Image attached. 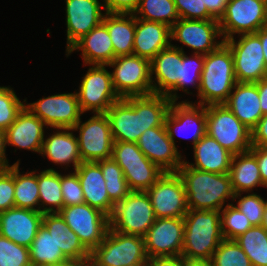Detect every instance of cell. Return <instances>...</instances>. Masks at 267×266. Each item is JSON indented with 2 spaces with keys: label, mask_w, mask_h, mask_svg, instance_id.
<instances>
[{
  "label": "cell",
  "mask_w": 267,
  "mask_h": 266,
  "mask_svg": "<svg viewBox=\"0 0 267 266\" xmlns=\"http://www.w3.org/2000/svg\"><path fill=\"white\" fill-rule=\"evenodd\" d=\"M145 192L156 218H180L189 210L185 185L178 172H164Z\"/></svg>",
  "instance_id": "cell-14"
},
{
  "label": "cell",
  "mask_w": 267,
  "mask_h": 266,
  "mask_svg": "<svg viewBox=\"0 0 267 266\" xmlns=\"http://www.w3.org/2000/svg\"><path fill=\"white\" fill-rule=\"evenodd\" d=\"M112 158L117 164H134L149 160L139 149L137 143L122 141H114Z\"/></svg>",
  "instance_id": "cell-48"
},
{
  "label": "cell",
  "mask_w": 267,
  "mask_h": 266,
  "mask_svg": "<svg viewBox=\"0 0 267 266\" xmlns=\"http://www.w3.org/2000/svg\"><path fill=\"white\" fill-rule=\"evenodd\" d=\"M184 219L156 218L144 236L148 258L177 256L182 254Z\"/></svg>",
  "instance_id": "cell-17"
},
{
  "label": "cell",
  "mask_w": 267,
  "mask_h": 266,
  "mask_svg": "<svg viewBox=\"0 0 267 266\" xmlns=\"http://www.w3.org/2000/svg\"><path fill=\"white\" fill-rule=\"evenodd\" d=\"M82 78L79 91H76L82 113H106L120 99L113 88L111 73L106 65H92Z\"/></svg>",
  "instance_id": "cell-13"
},
{
  "label": "cell",
  "mask_w": 267,
  "mask_h": 266,
  "mask_svg": "<svg viewBox=\"0 0 267 266\" xmlns=\"http://www.w3.org/2000/svg\"><path fill=\"white\" fill-rule=\"evenodd\" d=\"M112 85L120 98L149 95L153 93L151 83V61L136 55L118 56L107 67Z\"/></svg>",
  "instance_id": "cell-8"
},
{
  "label": "cell",
  "mask_w": 267,
  "mask_h": 266,
  "mask_svg": "<svg viewBox=\"0 0 267 266\" xmlns=\"http://www.w3.org/2000/svg\"><path fill=\"white\" fill-rule=\"evenodd\" d=\"M29 254L31 264L34 265H57L68 261L43 224L29 247Z\"/></svg>",
  "instance_id": "cell-34"
},
{
  "label": "cell",
  "mask_w": 267,
  "mask_h": 266,
  "mask_svg": "<svg viewBox=\"0 0 267 266\" xmlns=\"http://www.w3.org/2000/svg\"><path fill=\"white\" fill-rule=\"evenodd\" d=\"M156 219L150 198L145 191H131L114 204L109 228L124 234L144 237Z\"/></svg>",
  "instance_id": "cell-7"
},
{
  "label": "cell",
  "mask_w": 267,
  "mask_h": 266,
  "mask_svg": "<svg viewBox=\"0 0 267 266\" xmlns=\"http://www.w3.org/2000/svg\"><path fill=\"white\" fill-rule=\"evenodd\" d=\"M15 163L0 170V213L15 207Z\"/></svg>",
  "instance_id": "cell-47"
},
{
  "label": "cell",
  "mask_w": 267,
  "mask_h": 266,
  "mask_svg": "<svg viewBox=\"0 0 267 266\" xmlns=\"http://www.w3.org/2000/svg\"><path fill=\"white\" fill-rule=\"evenodd\" d=\"M80 50L85 65H108L114 59V48L107 27L101 23L78 40L67 52Z\"/></svg>",
  "instance_id": "cell-27"
},
{
  "label": "cell",
  "mask_w": 267,
  "mask_h": 266,
  "mask_svg": "<svg viewBox=\"0 0 267 266\" xmlns=\"http://www.w3.org/2000/svg\"><path fill=\"white\" fill-rule=\"evenodd\" d=\"M6 145L5 131L0 130V170L11 166L6 158Z\"/></svg>",
  "instance_id": "cell-56"
},
{
  "label": "cell",
  "mask_w": 267,
  "mask_h": 266,
  "mask_svg": "<svg viewBox=\"0 0 267 266\" xmlns=\"http://www.w3.org/2000/svg\"><path fill=\"white\" fill-rule=\"evenodd\" d=\"M43 215L40 211L12 207L0 213V234L29 248L42 225Z\"/></svg>",
  "instance_id": "cell-21"
},
{
  "label": "cell",
  "mask_w": 267,
  "mask_h": 266,
  "mask_svg": "<svg viewBox=\"0 0 267 266\" xmlns=\"http://www.w3.org/2000/svg\"><path fill=\"white\" fill-rule=\"evenodd\" d=\"M221 233L226 240H235L252 227L248 218L232 202L220 211Z\"/></svg>",
  "instance_id": "cell-41"
},
{
  "label": "cell",
  "mask_w": 267,
  "mask_h": 266,
  "mask_svg": "<svg viewBox=\"0 0 267 266\" xmlns=\"http://www.w3.org/2000/svg\"><path fill=\"white\" fill-rule=\"evenodd\" d=\"M58 213L90 252L108 232L109 216L87 203L65 206Z\"/></svg>",
  "instance_id": "cell-12"
},
{
  "label": "cell",
  "mask_w": 267,
  "mask_h": 266,
  "mask_svg": "<svg viewBox=\"0 0 267 266\" xmlns=\"http://www.w3.org/2000/svg\"><path fill=\"white\" fill-rule=\"evenodd\" d=\"M213 266H252L249 258L235 240L224 239L212 255Z\"/></svg>",
  "instance_id": "cell-42"
},
{
  "label": "cell",
  "mask_w": 267,
  "mask_h": 266,
  "mask_svg": "<svg viewBox=\"0 0 267 266\" xmlns=\"http://www.w3.org/2000/svg\"><path fill=\"white\" fill-rule=\"evenodd\" d=\"M206 133L233 155L250 150L251 130L225 104L206 105Z\"/></svg>",
  "instance_id": "cell-6"
},
{
  "label": "cell",
  "mask_w": 267,
  "mask_h": 266,
  "mask_svg": "<svg viewBox=\"0 0 267 266\" xmlns=\"http://www.w3.org/2000/svg\"><path fill=\"white\" fill-rule=\"evenodd\" d=\"M228 2L229 0H202V4H205L208 12L217 20L224 14Z\"/></svg>",
  "instance_id": "cell-54"
},
{
  "label": "cell",
  "mask_w": 267,
  "mask_h": 266,
  "mask_svg": "<svg viewBox=\"0 0 267 266\" xmlns=\"http://www.w3.org/2000/svg\"><path fill=\"white\" fill-rule=\"evenodd\" d=\"M79 266H95L91 261L81 262Z\"/></svg>",
  "instance_id": "cell-61"
},
{
  "label": "cell",
  "mask_w": 267,
  "mask_h": 266,
  "mask_svg": "<svg viewBox=\"0 0 267 266\" xmlns=\"http://www.w3.org/2000/svg\"><path fill=\"white\" fill-rule=\"evenodd\" d=\"M9 86H0V130L5 131L16 120L17 115L25 107Z\"/></svg>",
  "instance_id": "cell-43"
},
{
  "label": "cell",
  "mask_w": 267,
  "mask_h": 266,
  "mask_svg": "<svg viewBox=\"0 0 267 266\" xmlns=\"http://www.w3.org/2000/svg\"><path fill=\"white\" fill-rule=\"evenodd\" d=\"M218 22L223 41L235 34L256 33L267 25V0H229Z\"/></svg>",
  "instance_id": "cell-9"
},
{
  "label": "cell",
  "mask_w": 267,
  "mask_h": 266,
  "mask_svg": "<svg viewBox=\"0 0 267 266\" xmlns=\"http://www.w3.org/2000/svg\"><path fill=\"white\" fill-rule=\"evenodd\" d=\"M61 191L64 207L85 203L81 183L75 170L67 175L61 174Z\"/></svg>",
  "instance_id": "cell-46"
},
{
  "label": "cell",
  "mask_w": 267,
  "mask_h": 266,
  "mask_svg": "<svg viewBox=\"0 0 267 266\" xmlns=\"http://www.w3.org/2000/svg\"><path fill=\"white\" fill-rule=\"evenodd\" d=\"M137 145L144 155L164 172H177L185 161L177 145L169 138L166 127L146 130L140 135Z\"/></svg>",
  "instance_id": "cell-18"
},
{
  "label": "cell",
  "mask_w": 267,
  "mask_h": 266,
  "mask_svg": "<svg viewBox=\"0 0 267 266\" xmlns=\"http://www.w3.org/2000/svg\"><path fill=\"white\" fill-rule=\"evenodd\" d=\"M165 127L174 144L176 135L181 136L186 130H193L191 138L194 146L206 134V107L186 100L172 102L165 117Z\"/></svg>",
  "instance_id": "cell-19"
},
{
  "label": "cell",
  "mask_w": 267,
  "mask_h": 266,
  "mask_svg": "<svg viewBox=\"0 0 267 266\" xmlns=\"http://www.w3.org/2000/svg\"><path fill=\"white\" fill-rule=\"evenodd\" d=\"M171 41V27L135 17L133 55L151 61L160 51L169 47Z\"/></svg>",
  "instance_id": "cell-24"
},
{
  "label": "cell",
  "mask_w": 267,
  "mask_h": 266,
  "mask_svg": "<svg viewBox=\"0 0 267 266\" xmlns=\"http://www.w3.org/2000/svg\"><path fill=\"white\" fill-rule=\"evenodd\" d=\"M173 45L160 51L151 60V83L154 94L166 96L178 84L183 47Z\"/></svg>",
  "instance_id": "cell-22"
},
{
  "label": "cell",
  "mask_w": 267,
  "mask_h": 266,
  "mask_svg": "<svg viewBox=\"0 0 267 266\" xmlns=\"http://www.w3.org/2000/svg\"><path fill=\"white\" fill-rule=\"evenodd\" d=\"M186 266H213L211 260L186 259Z\"/></svg>",
  "instance_id": "cell-58"
},
{
  "label": "cell",
  "mask_w": 267,
  "mask_h": 266,
  "mask_svg": "<svg viewBox=\"0 0 267 266\" xmlns=\"http://www.w3.org/2000/svg\"><path fill=\"white\" fill-rule=\"evenodd\" d=\"M250 151L256 157L262 185L267 188V147L251 146Z\"/></svg>",
  "instance_id": "cell-52"
},
{
  "label": "cell",
  "mask_w": 267,
  "mask_h": 266,
  "mask_svg": "<svg viewBox=\"0 0 267 266\" xmlns=\"http://www.w3.org/2000/svg\"><path fill=\"white\" fill-rule=\"evenodd\" d=\"M204 67V55L203 54H195L193 56L188 57L183 50V57L181 62V71L180 77L178 80V84L166 95L172 102H176L178 100L177 92L178 90H182L183 92L189 93V86H195L198 93L201 81V73ZM175 92V93H174Z\"/></svg>",
  "instance_id": "cell-37"
},
{
  "label": "cell",
  "mask_w": 267,
  "mask_h": 266,
  "mask_svg": "<svg viewBox=\"0 0 267 266\" xmlns=\"http://www.w3.org/2000/svg\"><path fill=\"white\" fill-rule=\"evenodd\" d=\"M134 16L163 23L169 27H172L179 19L174 0H140Z\"/></svg>",
  "instance_id": "cell-39"
},
{
  "label": "cell",
  "mask_w": 267,
  "mask_h": 266,
  "mask_svg": "<svg viewBox=\"0 0 267 266\" xmlns=\"http://www.w3.org/2000/svg\"><path fill=\"white\" fill-rule=\"evenodd\" d=\"M72 129L79 130L77 141L82 162H96L112 157L114 140L105 113H94L83 123L80 118Z\"/></svg>",
  "instance_id": "cell-11"
},
{
  "label": "cell",
  "mask_w": 267,
  "mask_h": 266,
  "mask_svg": "<svg viewBox=\"0 0 267 266\" xmlns=\"http://www.w3.org/2000/svg\"><path fill=\"white\" fill-rule=\"evenodd\" d=\"M85 203L110 216L114 203L109 199L105 179L97 162H82L76 169Z\"/></svg>",
  "instance_id": "cell-25"
},
{
  "label": "cell",
  "mask_w": 267,
  "mask_h": 266,
  "mask_svg": "<svg viewBox=\"0 0 267 266\" xmlns=\"http://www.w3.org/2000/svg\"><path fill=\"white\" fill-rule=\"evenodd\" d=\"M221 37L220 25L217 19L190 20L178 19L171 27V40H177L194 50L195 54L206 55L216 50L223 40ZM216 40V41H215Z\"/></svg>",
  "instance_id": "cell-16"
},
{
  "label": "cell",
  "mask_w": 267,
  "mask_h": 266,
  "mask_svg": "<svg viewBox=\"0 0 267 266\" xmlns=\"http://www.w3.org/2000/svg\"><path fill=\"white\" fill-rule=\"evenodd\" d=\"M180 19L209 20L215 19L202 4V0H174Z\"/></svg>",
  "instance_id": "cell-49"
},
{
  "label": "cell",
  "mask_w": 267,
  "mask_h": 266,
  "mask_svg": "<svg viewBox=\"0 0 267 266\" xmlns=\"http://www.w3.org/2000/svg\"><path fill=\"white\" fill-rule=\"evenodd\" d=\"M249 258L252 266H267V231L260 226H252L235 239Z\"/></svg>",
  "instance_id": "cell-38"
},
{
  "label": "cell",
  "mask_w": 267,
  "mask_h": 266,
  "mask_svg": "<svg viewBox=\"0 0 267 266\" xmlns=\"http://www.w3.org/2000/svg\"><path fill=\"white\" fill-rule=\"evenodd\" d=\"M20 160L15 162V207L39 211V185L36 171L20 173Z\"/></svg>",
  "instance_id": "cell-35"
},
{
  "label": "cell",
  "mask_w": 267,
  "mask_h": 266,
  "mask_svg": "<svg viewBox=\"0 0 267 266\" xmlns=\"http://www.w3.org/2000/svg\"><path fill=\"white\" fill-rule=\"evenodd\" d=\"M46 125L26 107L5 130L6 144L19 149L41 153Z\"/></svg>",
  "instance_id": "cell-23"
},
{
  "label": "cell",
  "mask_w": 267,
  "mask_h": 266,
  "mask_svg": "<svg viewBox=\"0 0 267 266\" xmlns=\"http://www.w3.org/2000/svg\"><path fill=\"white\" fill-rule=\"evenodd\" d=\"M247 194L248 195L241 197V193H236L233 201L239 199L237 200L236 207L245 214L252 226H260L264 215V198L256 193Z\"/></svg>",
  "instance_id": "cell-45"
},
{
  "label": "cell",
  "mask_w": 267,
  "mask_h": 266,
  "mask_svg": "<svg viewBox=\"0 0 267 266\" xmlns=\"http://www.w3.org/2000/svg\"><path fill=\"white\" fill-rule=\"evenodd\" d=\"M252 146L267 147V114L251 130Z\"/></svg>",
  "instance_id": "cell-51"
},
{
  "label": "cell",
  "mask_w": 267,
  "mask_h": 266,
  "mask_svg": "<svg viewBox=\"0 0 267 266\" xmlns=\"http://www.w3.org/2000/svg\"><path fill=\"white\" fill-rule=\"evenodd\" d=\"M29 248L0 234V266H31Z\"/></svg>",
  "instance_id": "cell-44"
},
{
  "label": "cell",
  "mask_w": 267,
  "mask_h": 266,
  "mask_svg": "<svg viewBox=\"0 0 267 266\" xmlns=\"http://www.w3.org/2000/svg\"><path fill=\"white\" fill-rule=\"evenodd\" d=\"M256 34L260 37V41H261L262 49L264 53V58H265V65L267 68V25L260 28L256 32Z\"/></svg>",
  "instance_id": "cell-57"
},
{
  "label": "cell",
  "mask_w": 267,
  "mask_h": 266,
  "mask_svg": "<svg viewBox=\"0 0 267 266\" xmlns=\"http://www.w3.org/2000/svg\"><path fill=\"white\" fill-rule=\"evenodd\" d=\"M79 265H80L79 262L68 260L64 263L57 264V265H34L32 264L31 266H79Z\"/></svg>",
  "instance_id": "cell-59"
},
{
  "label": "cell",
  "mask_w": 267,
  "mask_h": 266,
  "mask_svg": "<svg viewBox=\"0 0 267 266\" xmlns=\"http://www.w3.org/2000/svg\"><path fill=\"white\" fill-rule=\"evenodd\" d=\"M224 40L234 60L236 82L256 83L267 76V68L260 37L256 33L241 34Z\"/></svg>",
  "instance_id": "cell-10"
},
{
  "label": "cell",
  "mask_w": 267,
  "mask_h": 266,
  "mask_svg": "<svg viewBox=\"0 0 267 266\" xmlns=\"http://www.w3.org/2000/svg\"><path fill=\"white\" fill-rule=\"evenodd\" d=\"M183 219L184 239L181 255L190 260H211L213 253L224 240L220 211L189 209Z\"/></svg>",
  "instance_id": "cell-3"
},
{
  "label": "cell",
  "mask_w": 267,
  "mask_h": 266,
  "mask_svg": "<svg viewBox=\"0 0 267 266\" xmlns=\"http://www.w3.org/2000/svg\"><path fill=\"white\" fill-rule=\"evenodd\" d=\"M195 163H188L194 169L215 173H229L233 154L223 148L213 137L207 133L193 146Z\"/></svg>",
  "instance_id": "cell-29"
},
{
  "label": "cell",
  "mask_w": 267,
  "mask_h": 266,
  "mask_svg": "<svg viewBox=\"0 0 267 266\" xmlns=\"http://www.w3.org/2000/svg\"><path fill=\"white\" fill-rule=\"evenodd\" d=\"M236 83L233 55L224 42L204 55L198 105L224 104Z\"/></svg>",
  "instance_id": "cell-4"
},
{
  "label": "cell",
  "mask_w": 267,
  "mask_h": 266,
  "mask_svg": "<svg viewBox=\"0 0 267 266\" xmlns=\"http://www.w3.org/2000/svg\"><path fill=\"white\" fill-rule=\"evenodd\" d=\"M25 107L47 127L50 126L53 129H72L83 114L76 91L40 98L37 102L26 103Z\"/></svg>",
  "instance_id": "cell-15"
},
{
  "label": "cell",
  "mask_w": 267,
  "mask_h": 266,
  "mask_svg": "<svg viewBox=\"0 0 267 266\" xmlns=\"http://www.w3.org/2000/svg\"><path fill=\"white\" fill-rule=\"evenodd\" d=\"M67 47L69 49L94 27L103 22L105 9L99 0H65Z\"/></svg>",
  "instance_id": "cell-20"
},
{
  "label": "cell",
  "mask_w": 267,
  "mask_h": 266,
  "mask_svg": "<svg viewBox=\"0 0 267 266\" xmlns=\"http://www.w3.org/2000/svg\"><path fill=\"white\" fill-rule=\"evenodd\" d=\"M145 266H186V258L182 255L148 258Z\"/></svg>",
  "instance_id": "cell-53"
},
{
  "label": "cell",
  "mask_w": 267,
  "mask_h": 266,
  "mask_svg": "<svg viewBox=\"0 0 267 266\" xmlns=\"http://www.w3.org/2000/svg\"><path fill=\"white\" fill-rule=\"evenodd\" d=\"M118 165L123 170L130 191H146L164 174V171L150 160Z\"/></svg>",
  "instance_id": "cell-36"
},
{
  "label": "cell",
  "mask_w": 267,
  "mask_h": 266,
  "mask_svg": "<svg viewBox=\"0 0 267 266\" xmlns=\"http://www.w3.org/2000/svg\"><path fill=\"white\" fill-rule=\"evenodd\" d=\"M228 174L235 194L253 192L255 187L263 186L256 157L250 150L233 155Z\"/></svg>",
  "instance_id": "cell-32"
},
{
  "label": "cell",
  "mask_w": 267,
  "mask_h": 266,
  "mask_svg": "<svg viewBox=\"0 0 267 266\" xmlns=\"http://www.w3.org/2000/svg\"><path fill=\"white\" fill-rule=\"evenodd\" d=\"M42 224L54 237L57 246L68 260L79 263L90 260V251L82 244L79 237L58 212L44 213Z\"/></svg>",
  "instance_id": "cell-28"
},
{
  "label": "cell",
  "mask_w": 267,
  "mask_h": 266,
  "mask_svg": "<svg viewBox=\"0 0 267 266\" xmlns=\"http://www.w3.org/2000/svg\"><path fill=\"white\" fill-rule=\"evenodd\" d=\"M48 138H44L40 155L46 156L52 163L59 165L73 164L74 170L82 163L77 137L73 129L57 128Z\"/></svg>",
  "instance_id": "cell-30"
},
{
  "label": "cell",
  "mask_w": 267,
  "mask_h": 266,
  "mask_svg": "<svg viewBox=\"0 0 267 266\" xmlns=\"http://www.w3.org/2000/svg\"><path fill=\"white\" fill-rule=\"evenodd\" d=\"M148 256L144 237L108 229L104 240L90 252L95 266H145Z\"/></svg>",
  "instance_id": "cell-5"
},
{
  "label": "cell",
  "mask_w": 267,
  "mask_h": 266,
  "mask_svg": "<svg viewBox=\"0 0 267 266\" xmlns=\"http://www.w3.org/2000/svg\"><path fill=\"white\" fill-rule=\"evenodd\" d=\"M106 13L135 14L140 0H104Z\"/></svg>",
  "instance_id": "cell-50"
},
{
  "label": "cell",
  "mask_w": 267,
  "mask_h": 266,
  "mask_svg": "<svg viewBox=\"0 0 267 266\" xmlns=\"http://www.w3.org/2000/svg\"><path fill=\"white\" fill-rule=\"evenodd\" d=\"M177 172L185 185L188 209L221 211L225 201L231 198L233 202L235 193L228 173L200 171L185 162Z\"/></svg>",
  "instance_id": "cell-2"
},
{
  "label": "cell",
  "mask_w": 267,
  "mask_h": 266,
  "mask_svg": "<svg viewBox=\"0 0 267 266\" xmlns=\"http://www.w3.org/2000/svg\"><path fill=\"white\" fill-rule=\"evenodd\" d=\"M261 226L267 231V200H265L264 215Z\"/></svg>",
  "instance_id": "cell-60"
},
{
  "label": "cell",
  "mask_w": 267,
  "mask_h": 266,
  "mask_svg": "<svg viewBox=\"0 0 267 266\" xmlns=\"http://www.w3.org/2000/svg\"><path fill=\"white\" fill-rule=\"evenodd\" d=\"M172 101L165 95L149 94L120 98L105 113L114 141L137 143L153 127H165Z\"/></svg>",
  "instance_id": "cell-1"
},
{
  "label": "cell",
  "mask_w": 267,
  "mask_h": 266,
  "mask_svg": "<svg viewBox=\"0 0 267 266\" xmlns=\"http://www.w3.org/2000/svg\"><path fill=\"white\" fill-rule=\"evenodd\" d=\"M96 162L101 167L109 199L114 204L123 200L131 191L121 167L112 157Z\"/></svg>",
  "instance_id": "cell-40"
},
{
  "label": "cell",
  "mask_w": 267,
  "mask_h": 266,
  "mask_svg": "<svg viewBox=\"0 0 267 266\" xmlns=\"http://www.w3.org/2000/svg\"><path fill=\"white\" fill-rule=\"evenodd\" d=\"M233 90L224 104L248 129L252 130L264 116L258 87L256 83L237 82Z\"/></svg>",
  "instance_id": "cell-26"
},
{
  "label": "cell",
  "mask_w": 267,
  "mask_h": 266,
  "mask_svg": "<svg viewBox=\"0 0 267 266\" xmlns=\"http://www.w3.org/2000/svg\"><path fill=\"white\" fill-rule=\"evenodd\" d=\"M103 24L107 27L114 48V59L118 56L133 55L135 37L134 14L104 13Z\"/></svg>",
  "instance_id": "cell-31"
},
{
  "label": "cell",
  "mask_w": 267,
  "mask_h": 266,
  "mask_svg": "<svg viewBox=\"0 0 267 266\" xmlns=\"http://www.w3.org/2000/svg\"><path fill=\"white\" fill-rule=\"evenodd\" d=\"M37 182L39 185V211L42 213L59 212L64 207L61 173L54 168L43 170L37 174Z\"/></svg>",
  "instance_id": "cell-33"
},
{
  "label": "cell",
  "mask_w": 267,
  "mask_h": 266,
  "mask_svg": "<svg viewBox=\"0 0 267 266\" xmlns=\"http://www.w3.org/2000/svg\"><path fill=\"white\" fill-rule=\"evenodd\" d=\"M260 98V106L262 109L263 115L267 114V76L261 79L259 82H256Z\"/></svg>",
  "instance_id": "cell-55"
}]
</instances>
